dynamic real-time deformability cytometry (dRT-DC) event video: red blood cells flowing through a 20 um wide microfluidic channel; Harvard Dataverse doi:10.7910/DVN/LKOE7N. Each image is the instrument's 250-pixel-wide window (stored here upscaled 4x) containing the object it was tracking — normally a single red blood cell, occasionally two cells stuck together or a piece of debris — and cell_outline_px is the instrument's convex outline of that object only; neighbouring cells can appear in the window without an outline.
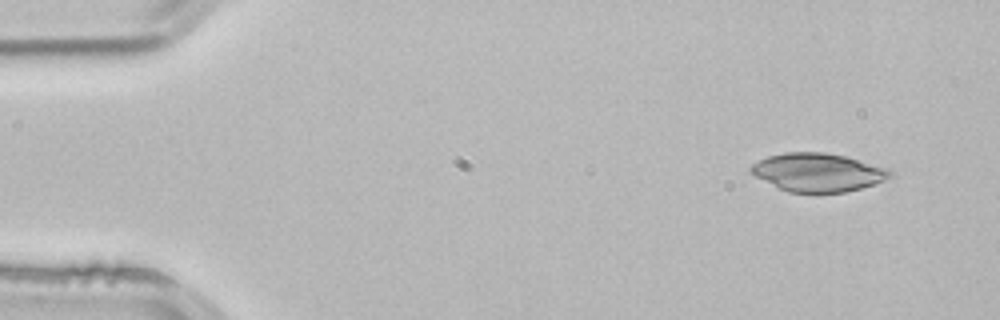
{"species": "common noctule bat (a hibernating species)", "species_latin": "Nyctalus noctula", "temperature_condition": "room temperature", "stored_images_in_passage": 3, "camera_frame_rate_fps": 3000, "um_per_image_px": 0.085, "animal": {"sex": "male", "body_mass_g": 21.5, "forearm_length_mm": 52.0}, "frame": {"image": 1, "passage_image": 1, "time_ms": 0.0, "image_size_px": [1000, 320], "cell_outline_px": [[892, 176], [884, 180], [860, 188], [844, 192], [788, 192], [748, 172], [748, 168], [752, 164], [768, 156], [784, 152], [824, 152], [844, 156], [888, 168], [892, 172]], "centroid_in_image_um": [69.49, 14.64], "position_along_channel_um": 15.5, "area_um2": 30.75}}